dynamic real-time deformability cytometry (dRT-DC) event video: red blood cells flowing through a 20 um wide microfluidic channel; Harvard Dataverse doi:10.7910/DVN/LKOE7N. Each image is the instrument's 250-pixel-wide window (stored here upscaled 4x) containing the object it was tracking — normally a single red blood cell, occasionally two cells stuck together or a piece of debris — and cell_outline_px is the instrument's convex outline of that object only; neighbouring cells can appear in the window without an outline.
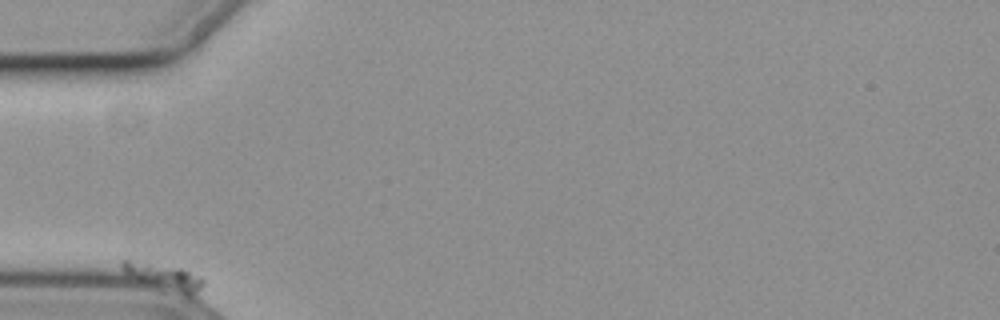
{"species": "common noctule bat (a hibernating species)", "species_latin": "Nyctalus noctula", "temperature_condition": "cold", "stored_images_in_passage": 48, "camera_frame_rate_fps": 3000, "um_per_image_px": 0.085, "animal": {"sex": "female", "body_mass_g": 19.3, "forearm_length_mm": 54.1}, "frame": {"image": 1, "passage_image": 1, "time_ms": 0.0, "image_size_px": [1000, 320], "cell_outline_px": [[204, 284], [200, 288], [188, 296], [136, 280], [124, 272], [120, 268], [120, 260], [128, 260], [184, 268], [200, 276], [204, 280]], "centroid_in_image_um": [13.91, 23.5], "position_along_channel_um": 71.1, "area_um2": 12.2}}
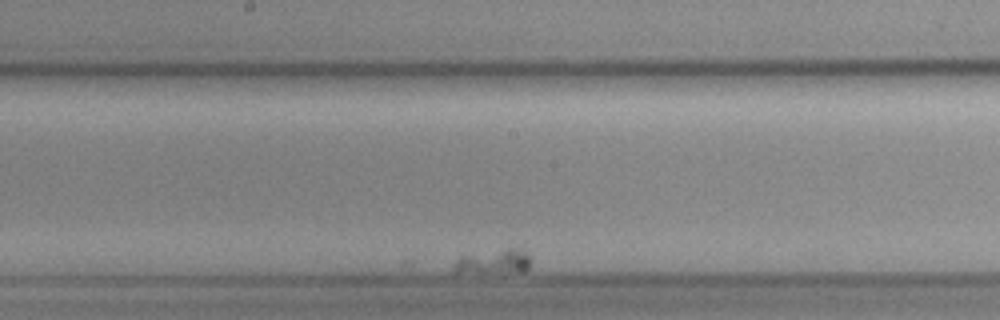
{"frame": {"image": 2, "passage_image": 26, "time_ms": 8.333, "image_size_px": [1000, 320], "cell_outline_px": [[528, 268], [524, 272], [452, 272], [452, 268], [456, 260], [460, 256], [508, 248], [516, 248], [524, 252], [528, 256]], "centroid_in_image_um": [41.92, 22.25], "position_along_channel_um": 206.3, "area_um2": 10.69}}
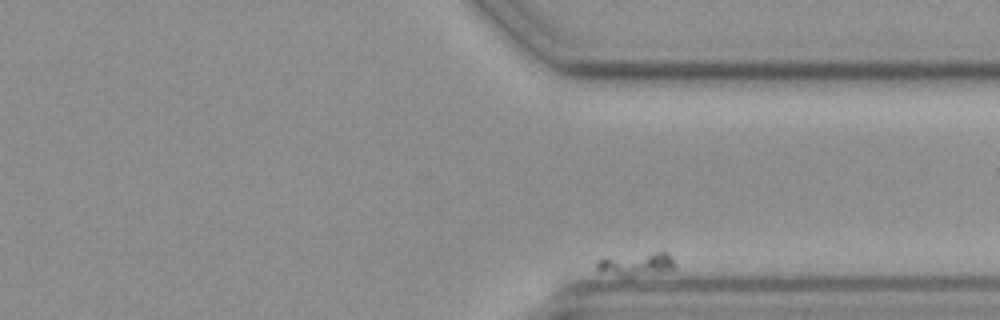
{"frame": {"image": 3, "passage_image": 48, "time_ms": 15.667, "image_size_px": [1000, 320], "cell_outline_px": [[676, 268], [660, 272], [632, 276], [620, 276], [600, 272], [596, 268], [596, 260], [604, 256], [656, 252], [668, 252], [676, 264]], "centroid_in_image_um": [54.04, 22.43], "position_along_channel_um": 357.4, "area_um2": 10.87}}